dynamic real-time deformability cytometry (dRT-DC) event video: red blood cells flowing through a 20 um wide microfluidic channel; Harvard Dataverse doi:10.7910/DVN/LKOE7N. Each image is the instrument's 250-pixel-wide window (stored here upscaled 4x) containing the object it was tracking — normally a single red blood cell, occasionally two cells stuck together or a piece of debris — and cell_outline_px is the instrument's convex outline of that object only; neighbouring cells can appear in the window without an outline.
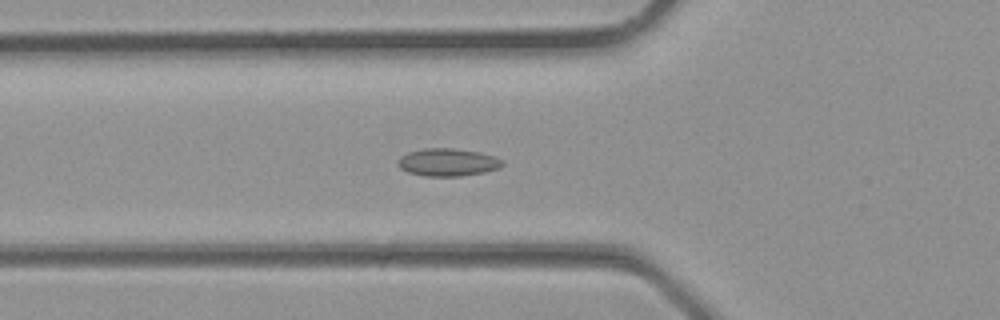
{"species": "common noctule bat (a hibernating species)", "species_latin": "Nyctalus noctula", "temperature_condition": "room temperature", "stored_images_in_passage": 34, "camera_frame_rate_fps": 3000, "um_per_image_px": 0.085, "animal": {"sex": "male", "body_mass_g": 23.1, "forearm_length_mm": 52.7}, "frame": {"image": 1, "passage_image": 11, "time_ms": 3.333, "image_size_px": [1000, 320], "cell_outline_px": [[504, 164], [500, 168], [484, 172], [460, 176], [424, 176], [408, 172], [400, 168], [396, 164], [400, 156], [408, 152], [424, 148], [452, 148], [480, 152], [496, 156], [504, 160]], "centroid_in_image_um": [38.07, 13.79], "position_along_channel_um": 87.7, "area_um2": 17.05}}
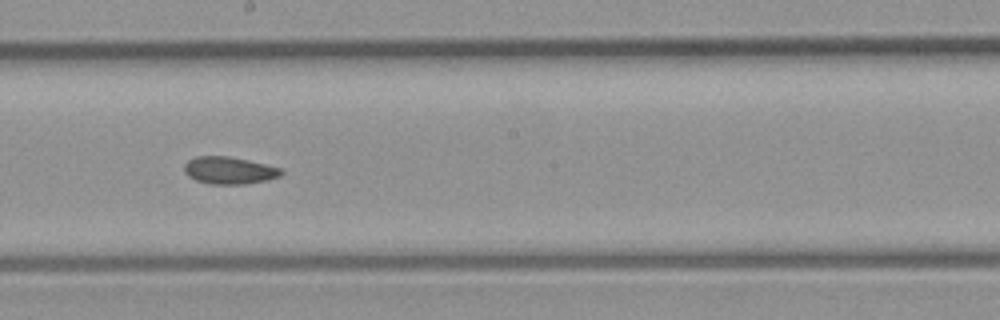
{"frame": {"image": 2, "passage_image": 18, "time_ms": 5.667, "image_size_px": [1000, 320], "cell_outline_px": [[284, 172], [280, 176], [268, 180], [244, 184], [208, 184], [196, 180], [188, 176], [184, 172], [184, 164], [188, 160], [196, 156], [228, 156], [248, 160], [280, 168]], "centroid_in_image_um": [19.46, 14.49], "position_along_channel_um": 228.7, "area_um2": 15.43}}
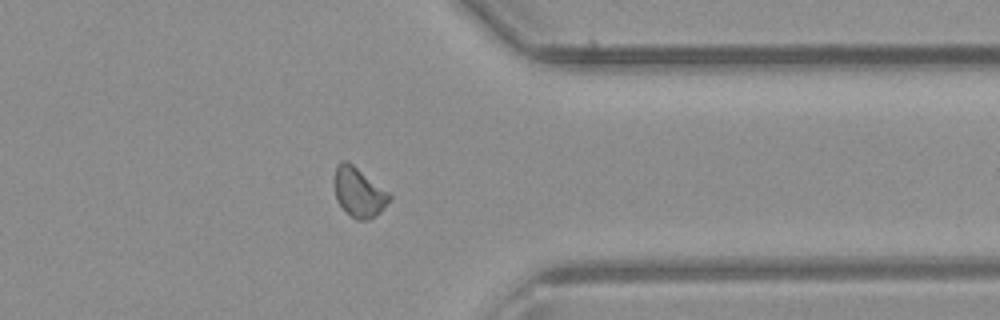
{"frame": {"image": 3, "passage_image": 26, "time_ms": 8.333, "image_size_px": [1000, 320], "cell_outline_px": [[392, 196], [384, 208], [376, 216], [368, 220], [356, 220], [336, 200], [336, 168], [344, 160], [352, 164], [388, 192]], "centroid_in_image_um": [30.54, 16.38], "position_along_channel_um": 380.9, "area_um2": 15.2}}